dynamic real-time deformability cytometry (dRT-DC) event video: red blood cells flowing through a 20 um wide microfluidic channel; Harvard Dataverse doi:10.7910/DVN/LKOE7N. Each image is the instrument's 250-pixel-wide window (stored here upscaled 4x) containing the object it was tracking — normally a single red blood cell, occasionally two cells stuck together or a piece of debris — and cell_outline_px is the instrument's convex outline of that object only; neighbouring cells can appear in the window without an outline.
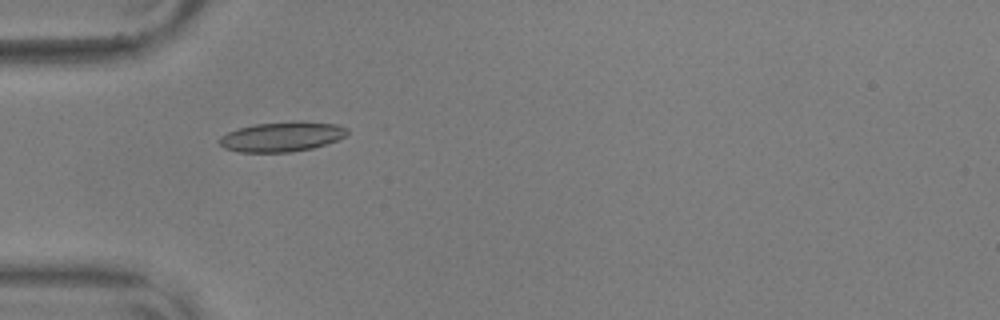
{"species": "common noctule bat (a hibernating species)", "species_latin": "Nyctalus noctula", "temperature_condition": "warm", "stored_images_in_passage": 39, "camera_frame_rate_fps": 3000, "um_per_image_px": 0.085, "animal": {"sex": "male", "body_mass_g": 17.9, "forearm_length_mm": 54.2}, "frame": {"image": 1, "passage_image": 1, "time_ms": 0.0, "image_size_px": [1000, 320], "cell_outline_px": [[348, 132], [344, 136], [336, 140], [312, 148], [292, 152], [240, 152], [224, 148], [216, 140], [220, 136], [228, 132], [240, 128], [256, 124], [296, 120], [300, 120], [336, 124], [348, 128]], "centroid_in_image_um": [23.95, 11.61], "position_along_channel_um": 61.1, "area_um2": 22.31}}
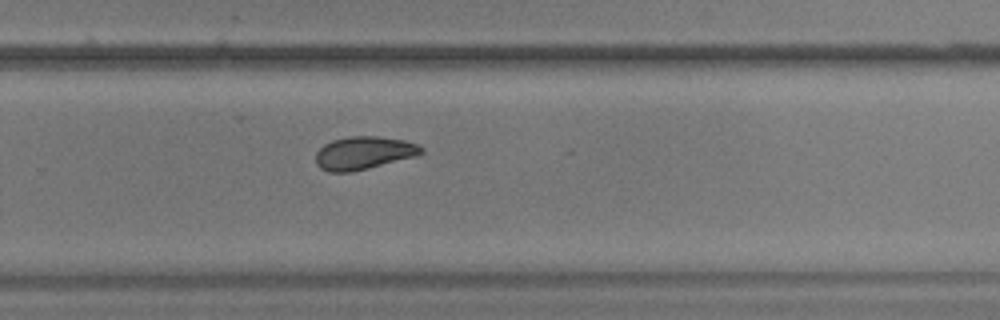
{"frame": {"image": 2, "passage_image": 21, "time_ms": 6.667, "image_size_px": [1000, 320], "cell_outline_px": [[424, 152], [416, 156], [352, 172], [328, 172], [320, 168], [316, 164], [316, 152], [324, 144], [332, 140], [348, 136], [376, 136], [404, 140], [416, 144], [424, 148]], "centroid_in_image_um": [30.9, 13.0], "position_along_channel_um": 298.9, "area_um2": 20.29}}
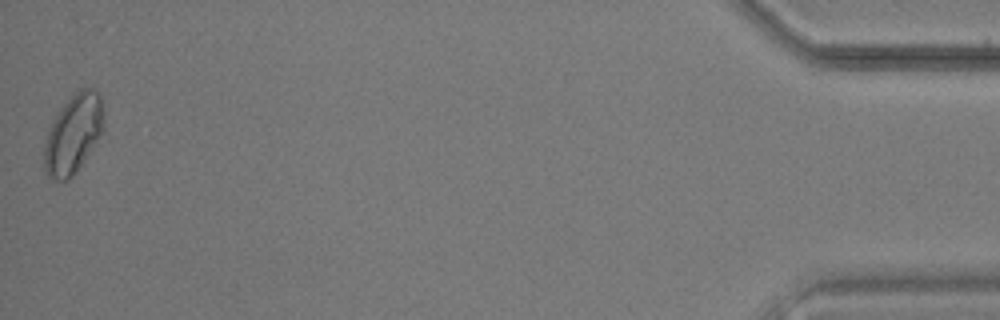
{"frame": {"image": 3, "passage_image": 39, "time_ms": 12.667, "image_size_px": [1000, 320], "cell_outline_px": [[104, 128], [72, 176], [68, 180], [56, 180], [48, 176], [44, 172], [44, 144], [48, 132], [60, 108], [80, 88], [92, 88], [100, 96], [104, 112]], "centroid_in_image_um": [6.22, 11.38], "position_along_channel_um": 429.0, "area_um2": 26.7}, "authors_computed_cell_mechanics": {"area_um2": 20.4034, "velocity_mm_per_s": 3.6146, "shape_relaxation_time_tau1_ms": null, "shape_relaxation_time_tau2_ms": 3.9531, "deformation_change_tau1": null, "deformation_change_tau2": 0.0861}}